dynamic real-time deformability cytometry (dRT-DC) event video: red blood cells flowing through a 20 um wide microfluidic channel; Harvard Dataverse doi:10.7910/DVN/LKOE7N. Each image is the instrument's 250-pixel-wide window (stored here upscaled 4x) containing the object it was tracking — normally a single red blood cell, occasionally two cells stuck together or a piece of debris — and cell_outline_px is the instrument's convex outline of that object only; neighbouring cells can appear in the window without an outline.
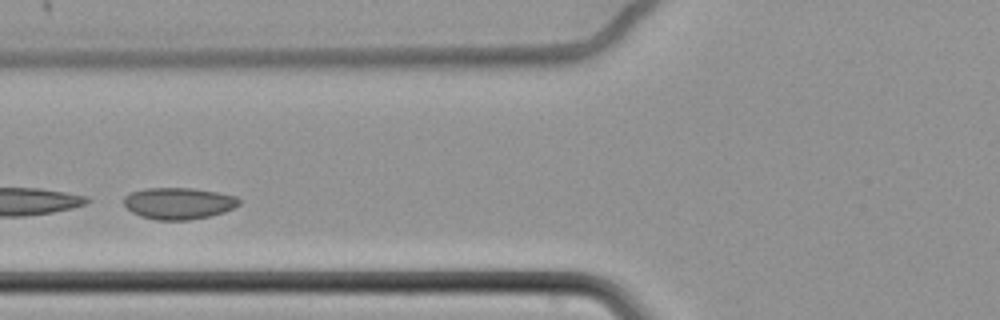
{"species": "common noctule bat (a hibernating species)", "species_latin": "Nyctalus noctula", "temperature_condition": "cold", "stored_images_in_passage": 44, "camera_frame_rate_fps": 3000, "um_per_image_px": 0.085, "animal": {"sex": "female", "body_mass_g": 22.7, "forearm_length_mm": 54.2}, "frame": {"image": 1, "passage_image": 14, "time_ms": 4.333, "image_size_px": [1000, 320], "cell_outline_px": [[240, 204], [224, 212], [212, 216], [188, 220], [156, 220], [140, 216], [132, 212], [124, 204], [124, 196], [132, 192], [148, 188], [192, 188], [216, 192], [236, 196], [240, 200]], "centroid_in_image_um": [15.19, 17.29], "position_along_channel_um": 110.6, "area_um2": 21.21}}
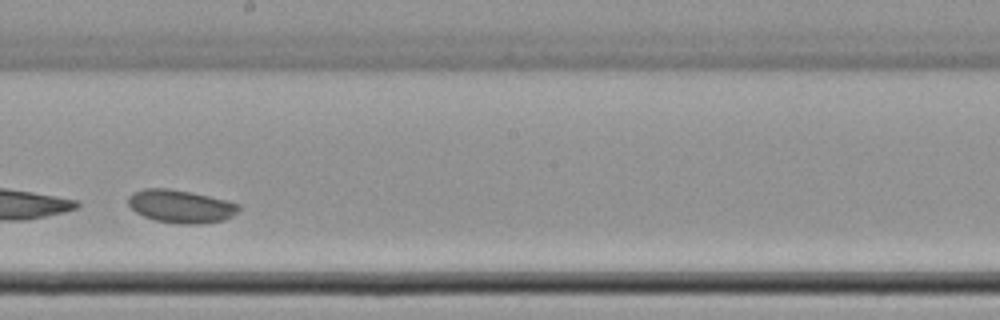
{"frame": {"image": 2, "passage_image": 25, "time_ms": 8.0, "image_size_px": [1000, 320], "cell_outline_px": [[240, 208], [232, 216], [224, 220], [200, 224], [180, 224], [156, 220], [144, 216], [136, 212], [128, 204], [128, 196], [132, 192], [144, 188], [168, 188], [192, 192], [228, 200], [240, 204]], "centroid_in_image_um": [15.37, 17.53], "position_along_channel_um": 232.8, "area_um2": 21.39}}
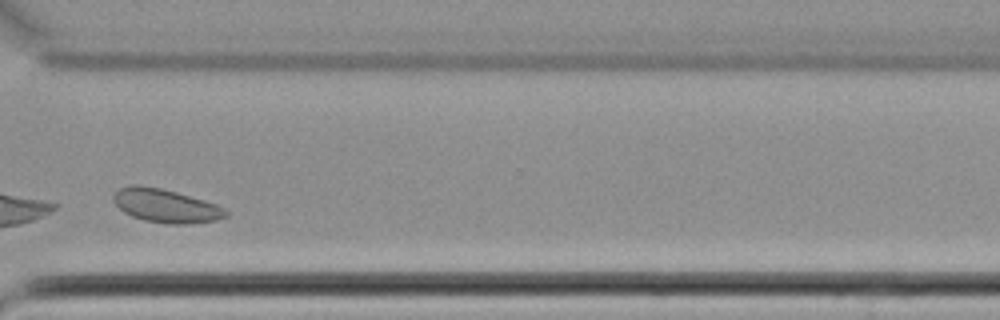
{"frame": {"image": 3, "passage_image": 36, "time_ms": 11.667, "image_size_px": [1000, 320], "cell_outline_px": [[228, 216], [216, 220], [184, 224], [168, 224], [144, 220], [132, 216], [124, 212], [112, 200], [112, 196], [120, 188], [132, 184], [136, 184], [160, 188], [176, 192], [204, 200], [216, 204], [224, 208], [228, 212]], "centroid_in_image_um": [14.08, 17.49], "position_along_channel_um": 356.5, "area_um2": 21.85}, "authors_computed_cell_mechanics": {"area_um2": 21.5305, "velocity_mm_per_s": 3.3377, "shape_relaxation_time_tau1_ms": 3.0964, "shape_relaxation_time_tau2_ms": null, "deformation_change_tau1": 0.0287, "deformation_change_tau2": null}}